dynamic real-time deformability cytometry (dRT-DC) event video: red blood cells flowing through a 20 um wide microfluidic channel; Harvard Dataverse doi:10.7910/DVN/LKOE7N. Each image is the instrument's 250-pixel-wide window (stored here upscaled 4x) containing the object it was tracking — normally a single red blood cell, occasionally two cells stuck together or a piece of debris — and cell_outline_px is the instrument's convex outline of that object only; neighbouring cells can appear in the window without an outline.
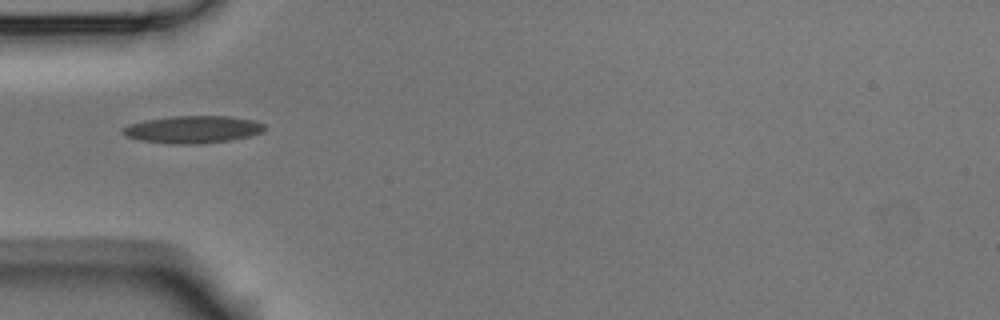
{"species": "Egyptian fruit bat (a non-hibernating species)", "species_latin": "Rousettus aegyptiacus", "temperature_condition": "room temperature", "stored_images_in_passage": 6, "camera_frame_rate_fps": 3000, "um_per_image_px": 0.085, "animal": {"sex": "male"}, "frame": {"image": 1, "passage_image": 3, "time_ms": 0.667, "image_size_px": [1000, 320], "cell_outline_px": [[268, 128], [260, 132], [248, 136], [228, 140], [200, 144], [172, 144], [140, 140], [124, 136], [120, 132], [120, 128], [128, 124], [144, 120], [172, 116], [228, 116], [252, 120], [264, 124]], "centroid_in_image_um": [16.31, 11.0], "position_along_channel_um": 68.7, "area_um2": 22.72}}
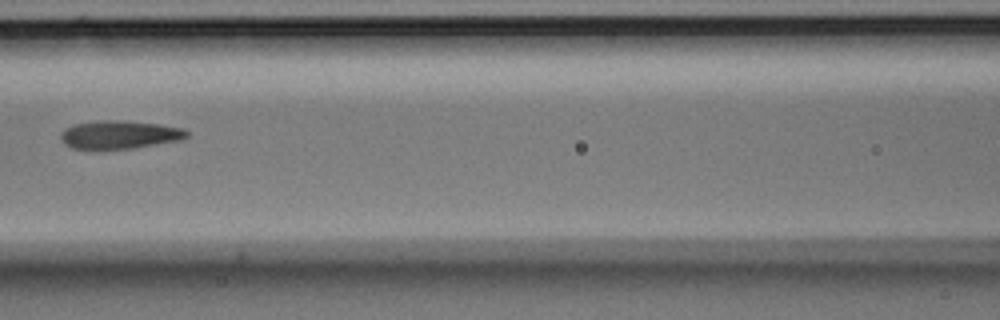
{"frame": {"image": 2, "passage_image": 5, "time_ms": 1.333, "image_size_px": [1000, 320], "cell_outline_px": [[188, 136], [184, 140], [132, 148], [92, 152], [72, 148], [64, 144], [60, 136], [60, 132], [64, 128], [72, 124], [100, 120], [124, 120], [160, 124], [184, 128], [188, 132]], "centroid_in_image_um": [10.11, 11.48], "position_along_channel_um": 156.5, "area_um2": 21.73}}
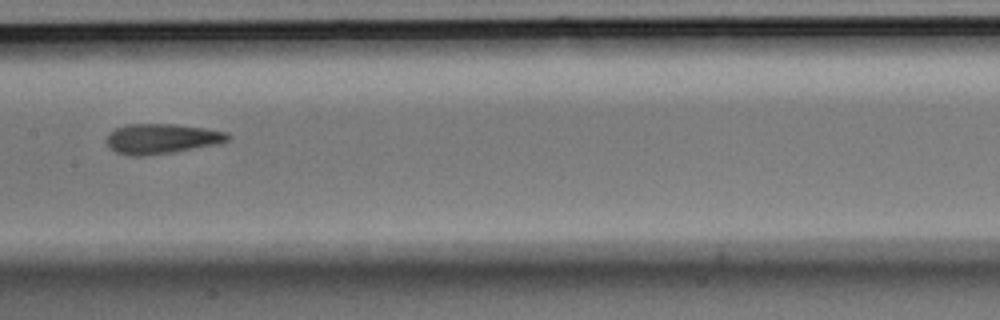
{"frame": {"image": 3, "passage_image": 6, "time_ms": 1.667, "image_size_px": [1000, 320], "cell_outline_px": [[232, 136], [228, 140], [220, 144], [172, 152], [144, 156], [128, 156], [116, 152], [108, 148], [108, 136], [116, 128], [128, 124], [176, 124], [204, 128], [228, 132]], "centroid_in_image_um": [13.78, 11.8], "position_along_channel_um": 193.6, "area_um2": 21.27}}